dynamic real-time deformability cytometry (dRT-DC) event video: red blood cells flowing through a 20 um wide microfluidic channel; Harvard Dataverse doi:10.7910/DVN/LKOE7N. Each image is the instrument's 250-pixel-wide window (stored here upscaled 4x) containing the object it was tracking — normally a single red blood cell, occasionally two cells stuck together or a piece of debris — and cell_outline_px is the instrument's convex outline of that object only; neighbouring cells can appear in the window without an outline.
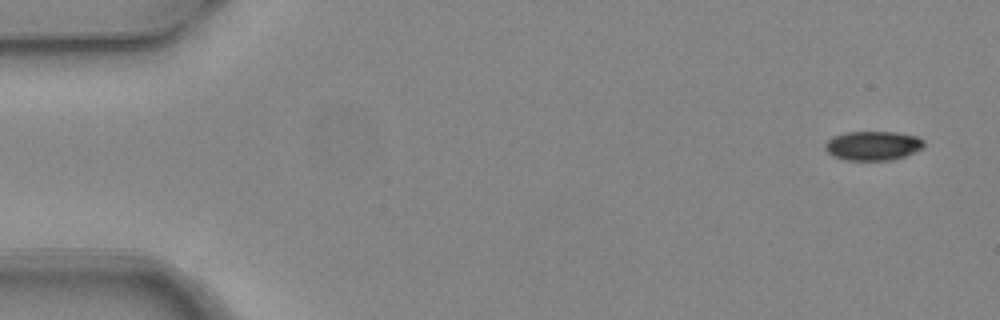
{"species": "common noctule bat (a hibernating species)", "species_latin": "Nyctalus noctula", "temperature_condition": "warm", "stored_images_in_passage": 6, "camera_frame_rate_fps": 3000, "um_per_image_px": 0.085, "animal": {"sex": "female", "body_mass_g": 24.6, "forearm_length_mm": 56.2}, "frame": {"image": 1, "passage_image": 1, "time_ms": 0.0, "image_size_px": [1000, 320], "cell_outline_px": [[924, 144], [920, 148], [904, 156], [892, 160], [844, 160], [832, 156], [824, 148], [824, 144], [832, 136], [844, 132], [896, 132], [916, 136], [924, 140]], "centroid_in_image_um": [74.14, 12.38], "position_along_channel_um": 10.9, "area_um2": 16.82}}
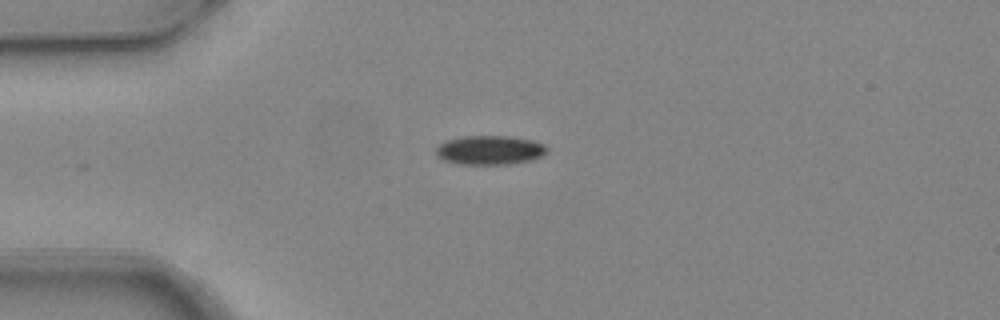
{"frame": {"image": 2, "passage_image": 4, "time_ms": 1.0, "image_size_px": [1000, 320], "cell_outline_px": [[548, 152], [540, 156], [528, 160], [508, 164], [456, 164], [444, 160], [436, 152], [436, 148], [444, 140], [460, 136], [508, 136], [532, 140], [544, 144], [548, 148]], "centroid_in_image_um": [41.61, 12.74], "position_along_channel_um": 43.4, "area_um2": 18.79}}
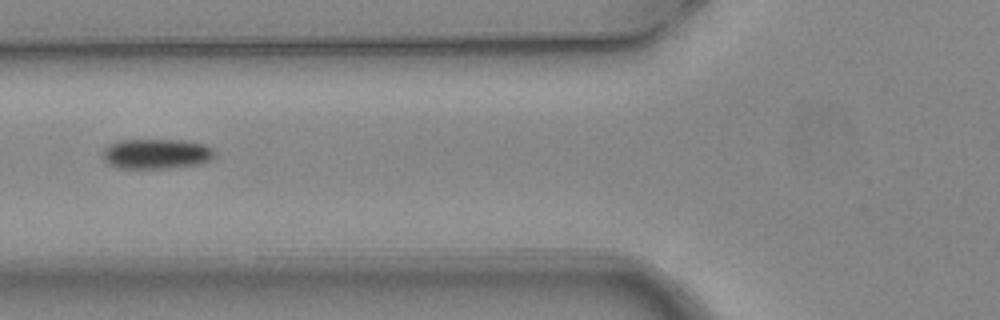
{"frame": {"image": 3, "passage_image": 6, "time_ms": 1.667, "image_size_px": [1000, 320], "cell_outline_px": [[216, 156], [200, 164], [168, 168], [116, 168], [108, 164], [100, 156], [104, 148], [108, 144], [120, 140], [184, 140], [204, 144], [212, 148], [216, 152]], "centroid_in_image_um": [13.26, 13.07], "position_along_channel_um": 112.5, "area_um2": 19.88}}